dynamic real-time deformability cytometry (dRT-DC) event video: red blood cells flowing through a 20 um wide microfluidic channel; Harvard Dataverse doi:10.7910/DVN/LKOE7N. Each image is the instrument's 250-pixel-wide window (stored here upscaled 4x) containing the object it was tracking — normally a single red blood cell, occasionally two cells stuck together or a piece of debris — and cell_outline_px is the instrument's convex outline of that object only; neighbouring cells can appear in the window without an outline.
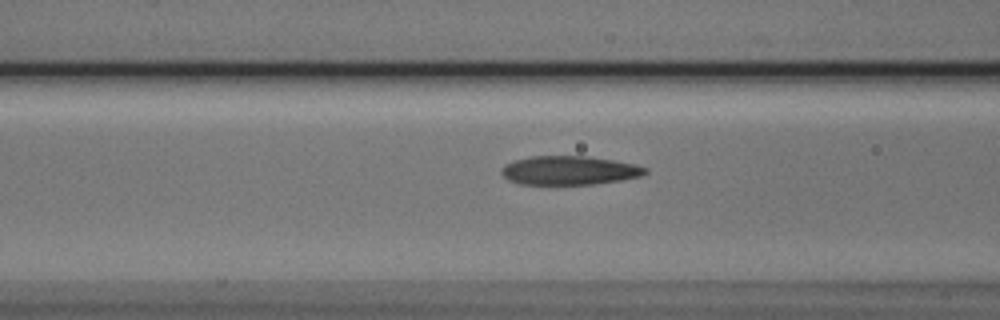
{"species": "Egyptian fruit bat (a non-hibernating species)", "species_latin": "Rousettus aegyptiacus", "temperature_condition": "cold", "stored_images_in_passage": 36, "camera_frame_rate_fps": 3000, "um_per_image_px": 0.085, "animal": {"sex": "male"}, "frame": {"image": 1, "passage_image": 8, "time_ms": 2.333, "image_size_px": [1000, 320], "cell_outline_px": [[648, 172], [640, 176], [620, 180], [596, 184], [520, 184], [508, 180], [500, 172], [500, 168], [504, 164], [512, 160], [532, 156], [588, 156], [612, 160], [632, 164], [648, 168]], "centroid_in_image_um": [48.33, 14.48], "position_along_channel_um": 118.3, "area_um2": 24.22}}
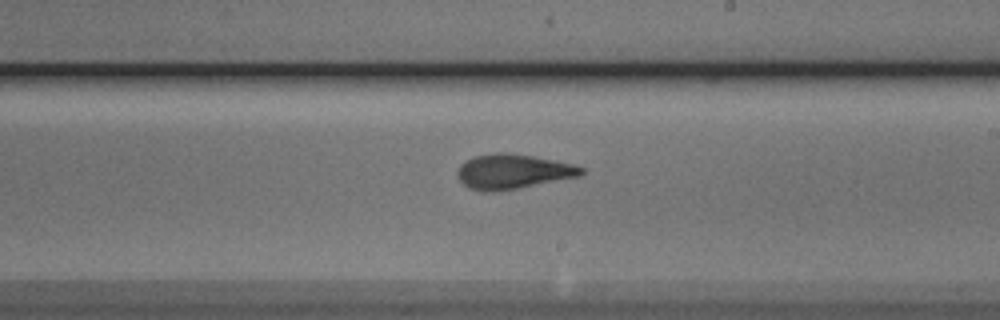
{"frame": {"image": 2, "passage_image": 18, "time_ms": 5.667, "image_size_px": [1000, 320], "cell_outline_px": [[584, 172], [580, 176], [520, 188], [496, 192], [480, 192], [468, 188], [456, 176], [456, 172], [460, 164], [476, 156], [496, 152], [508, 152], [532, 156], [572, 164], [584, 168]], "centroid_in_image_um": [43.56, 14.6], "position_along_channel_um": 245.4, "area_um2": 25.2}}
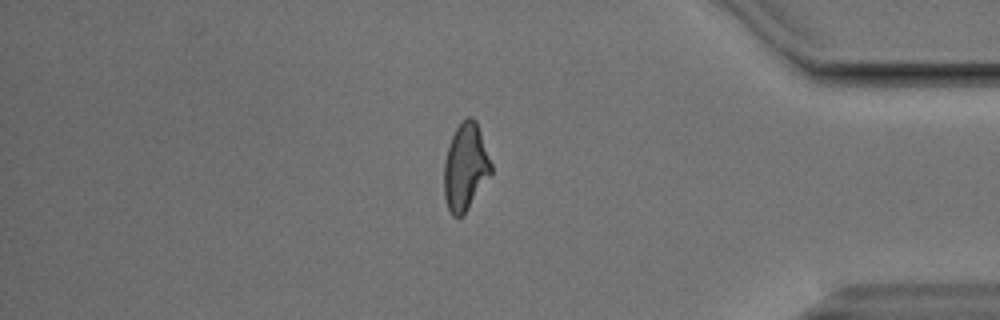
{"frame": {"image": 3, "passage_image": 32, "time_ms": 10.333, "image_size_px": [1000, 320], "cell_outline_px": [[492, 172], [468, 208], [460, 216], [452, 216], [448, 208], [444, 196], [444, 164], [448, 144], [456, 128], [468, 116], [472, 116], [476, 120], [492, 164]], "centroid_in_image_um": [39.56, 14.17], "position_along_channel_um": 395.6, "area_um2": 23.58}}